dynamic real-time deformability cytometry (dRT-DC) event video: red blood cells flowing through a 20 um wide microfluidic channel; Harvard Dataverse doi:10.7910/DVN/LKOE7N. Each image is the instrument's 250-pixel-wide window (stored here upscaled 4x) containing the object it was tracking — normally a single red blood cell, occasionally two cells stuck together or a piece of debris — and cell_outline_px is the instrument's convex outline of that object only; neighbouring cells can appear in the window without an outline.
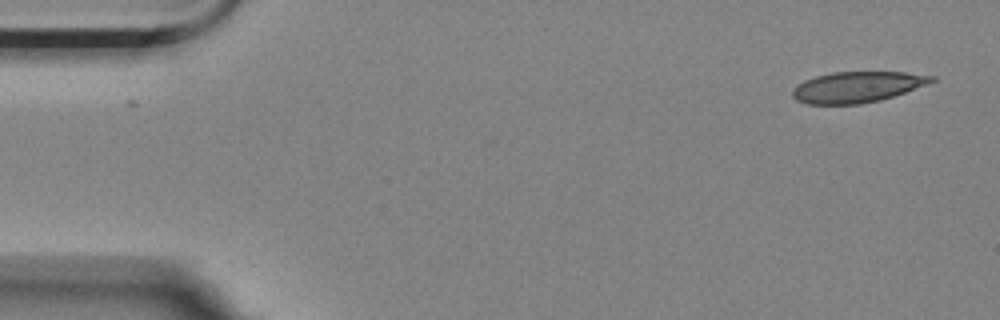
{"species": "Egyptian fruit bat (a non-hibernating species)", "species_latin": "Rousettus aegyptiacus", "temperature_condition": "room temperature", "stored_images_in_passage": 54, "camera_frame_rate_fps": 3000, "um_per_image_px": 0.085, "animal": {"sex": "female"}, "frame": {"image": 1, "passage_image": 1, "time_ms": 0.0, "image_size_px": [1000, 320], "cell_outline_px": [[936, 80], [904, 92], [880, 100], [860, 104], [808, 104], [796, 100], [792, 96], [792, 88], [796, 84], [804, 80], [816, 76], [832, 72], [904, 72], [936, 76]], "centroid_in_image_um": [72.81, 7.39], "position_along_channel_um": 12.2, "area_um2": 24.91}}
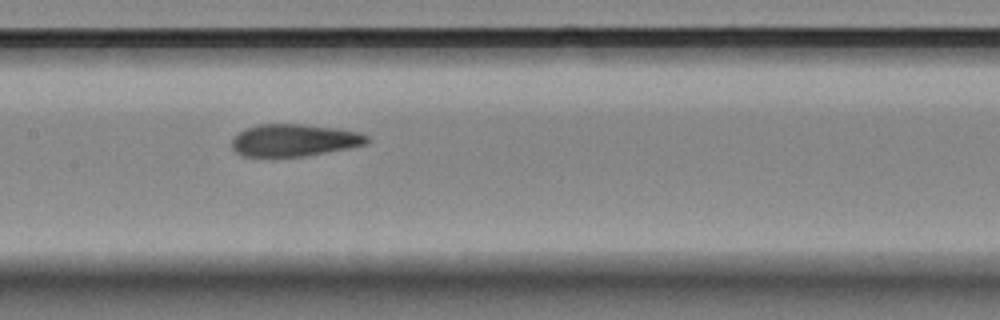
{"frame": {"image": 2, "passage_image": 25, "time_ms": 8.0, "image_size_px": [1000, 320], "cell_outline_px": [[372, 140], [368, 144], [348, 148], [304, 156], [244, 156], [236, 152], [232, 148], [232, 140], [244, 128], [260, 124], [300, 124], [336, 128], [360, 132], [368, 136]], "centroid_in_image_um": [25.05, 11.91], "position_along_channel_um": 182.4, "area_um2": 25.32}}
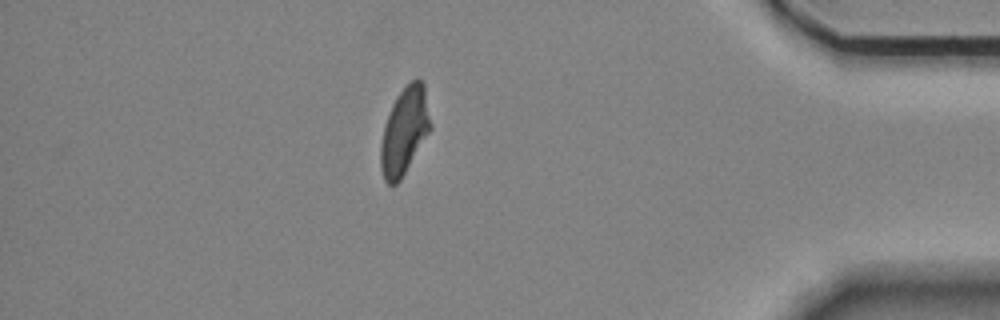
{"frame": {"image": 3, "passage_image": 47, "time_ms": 15.333, "image_size_px": [1000, 320], "cell_outline_px": [[432, 128], [400, 180], [396, 184], [388, 184], [384, 180], [380, 168], [380, 144], [384, 124], [388, 112], [396, 96], [416, 76], [424, 84], [432, 124]], "centroid_in_image_um": [34.37, 11.12], "position_along_channel_um": 400.8, "area_um2": 25.43}, "authors_computed_cell_mechanics": {"area_um2": 26.01, "velocity_mm_per_s": 3.5152, "shape_relaxation_time_tau1_ms": 7.627, "shape_relaxation_time_tau2_ms": 1.8607, "deformation_change_tau1": 0.1871, "deformation_change_tau2": 0.0872}}